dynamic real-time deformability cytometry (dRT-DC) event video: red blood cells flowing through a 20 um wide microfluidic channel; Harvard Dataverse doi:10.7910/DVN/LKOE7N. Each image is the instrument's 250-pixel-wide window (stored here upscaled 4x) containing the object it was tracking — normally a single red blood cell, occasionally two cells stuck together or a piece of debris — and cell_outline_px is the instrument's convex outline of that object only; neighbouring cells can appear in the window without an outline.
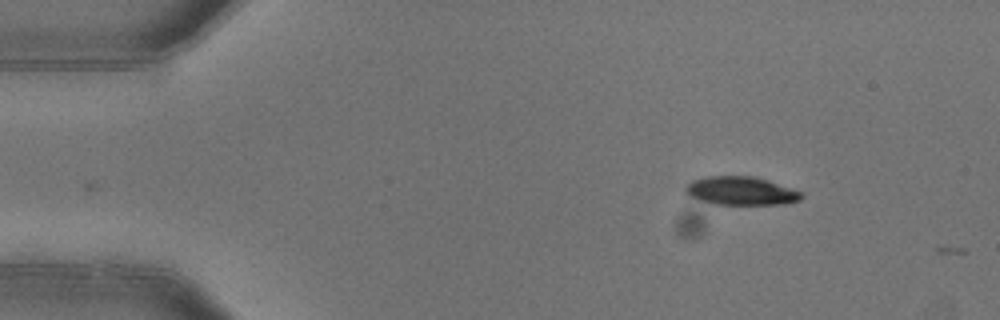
{"species": "common noctule bat (a hibernating species)", "species_latin": "Nyctalus noctula", "temperature_condition": "warm", "stored_images_in_passage": 3, "camera_frame_rate_fps": 3000, "um_per_image_px": 0.085, "animal": {"sex": "female"}, "frame": {"image": 1, "passage_image": 3, "time_ms": 0.667, "image_size_px": [1000, 320], "cell_outline_px": [[804, 196], [800, 200], [784, 204], [716, 204], [700, 200], [684, 192], [684, 188], [692, 180], [708, 176], [752, 176], [768, 180], [804, 192]], "centroid_in_image_um": [63.02, 16.22], "position_along_channel_um": 22.0, "area_um2": 19.19}}